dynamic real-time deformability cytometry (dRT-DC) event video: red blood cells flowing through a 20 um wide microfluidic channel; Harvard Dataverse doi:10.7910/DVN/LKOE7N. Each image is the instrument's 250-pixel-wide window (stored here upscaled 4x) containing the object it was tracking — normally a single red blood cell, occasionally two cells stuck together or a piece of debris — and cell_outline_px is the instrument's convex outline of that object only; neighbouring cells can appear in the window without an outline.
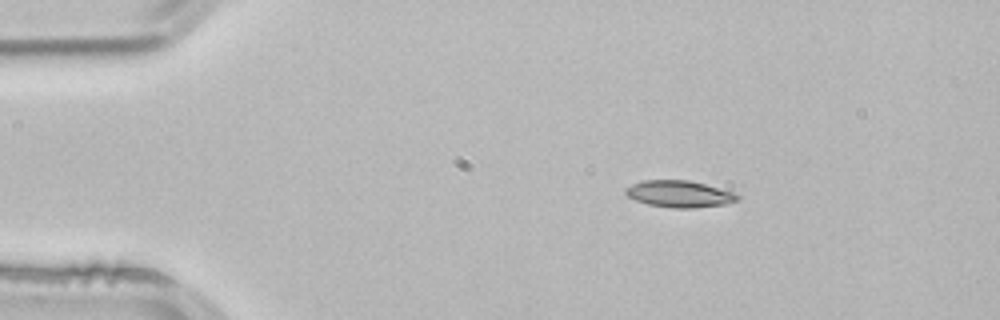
{"species": "common noctule bat (a hibernating species)", "species_latin": "Nyctalus noctula", "temperature_condition": "room temperature", "stored_images_in_passage": 2, "camera_frame_rate_fps": 3000, "um_per_image_px": 0.085, "animal": {"sex": "male", "body_mass_g": 21.5, "forearm_length_mm": 52.0}, "frame": {"image": 1, "passage_image": 2, "time_ms": 0.333, "image_size_px": [1000, 320], "cell_outline_px": [[740, 200], [724, 204], [696, 208], [672, 208], [648, 204], [636, 200], [628, 196], [624, 192], [624, 188], [632, 184], [644, 180], [688, 180], [736, 192], [740, 196]], "centroid_in_image_um": [57.77, 16.48], "position_along_channel_um": 27.2, "area_um2": 17.51}}